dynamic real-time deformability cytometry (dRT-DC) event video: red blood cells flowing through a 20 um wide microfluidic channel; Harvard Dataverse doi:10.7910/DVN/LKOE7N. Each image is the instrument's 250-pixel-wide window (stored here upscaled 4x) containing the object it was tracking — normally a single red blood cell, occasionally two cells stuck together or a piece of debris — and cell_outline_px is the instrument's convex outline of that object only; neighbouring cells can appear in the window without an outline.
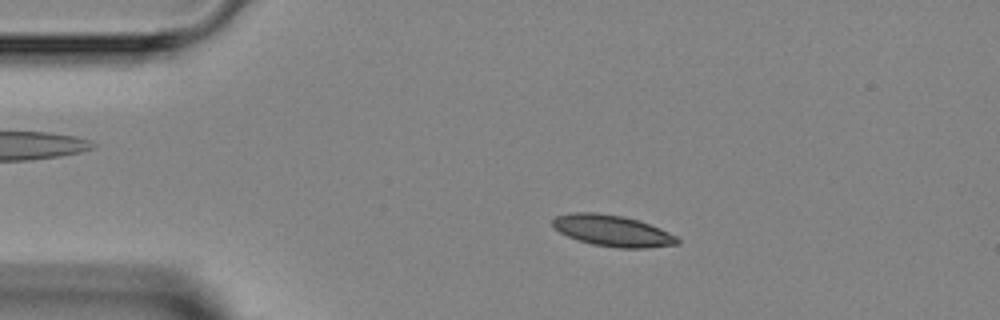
{"species": "Egyptian fruit bat (a non-hibernating species)", "species_latin": "Rousettus aegyptiacus", "temperature_condition": "room temperature", "stored_images_in_passage": 3, "camera_frame_rate_fps": 3000, "um_per_image_px": 0.085, "animal": {"sex": "female"}, "frame": {"image": 1, "passage_image": 2, "time_ms": 1.0, "image_size_px": [1000, 320], "cell_outline_px": [[680, 244], [644, 248], [616, 248], [592, 244], [568, 236], [552, 228], [552, 220], [556, 216], [572, 212], [596, 212], [624, 216], [640, 220], [660, 228], [676, 236], [680, 240]], "centroid_in_image_um": [52.06, 19.6], "position_along_channel_um": 32.9, "area_um2": 22.89}}
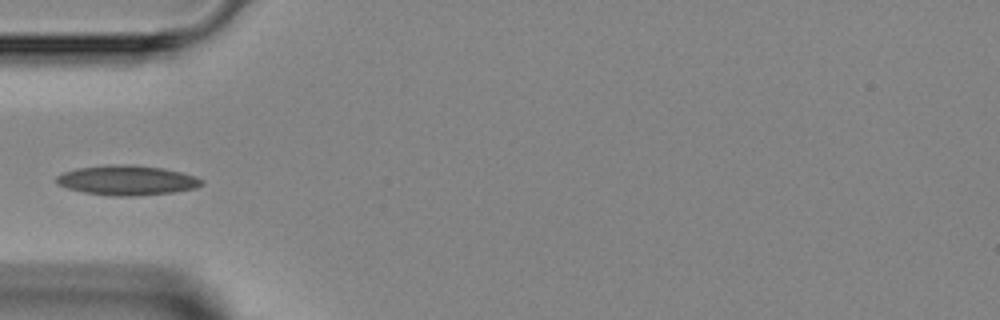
{"frame": {"image": 2, "passage_image": 3, "time_ms": 3.0, "image_size_px": [1000, 320], "cell_outline_px": [[204, 184], [196, 188], [172, 192], [132, 196], [112, 196], [84, 192], [68, 188], [56, 184], [56, 176], [64, 172], [76, 168], [108, 164], [132, 164], [164, 168], [196, 176], [204, 180]], "centroid_in_image_um": [10.8, 15.31], "position_along_channel_um": 74.2, "area_um2": 25.37}}